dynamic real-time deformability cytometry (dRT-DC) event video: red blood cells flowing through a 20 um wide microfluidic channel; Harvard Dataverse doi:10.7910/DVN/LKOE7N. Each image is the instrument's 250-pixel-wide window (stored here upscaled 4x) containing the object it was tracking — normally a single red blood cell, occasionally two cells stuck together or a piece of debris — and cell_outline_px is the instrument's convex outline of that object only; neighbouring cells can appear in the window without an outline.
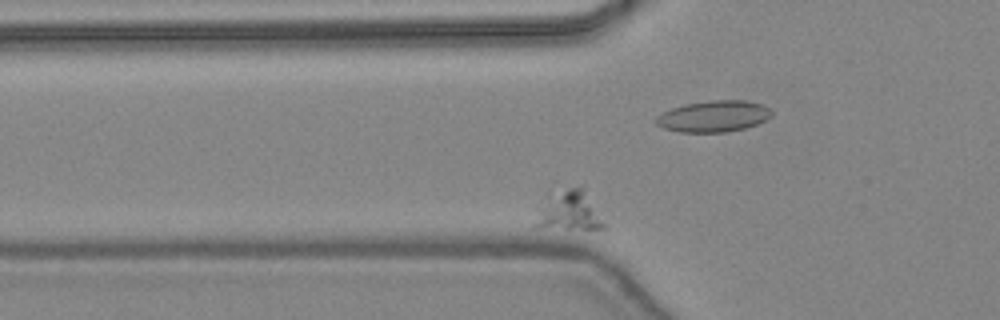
{"species": "common noctule bat (a hibernating species)", "species_latin": "Nyctalus noctula", "temperature_condition": "warm", "stored_images_in_passage": 42, "camera_frame_rate_fps": 3000, "um_per_image_px": 0.085, "animal": {"sex": "female", "body_mass_g": 24.6, "forearm_length_mm": 56.2}, "frame": {"image": 1, "passage_image": 16, "time_ms": 5.0, "image_size_px": [1000, 320], "cell_outline_px": [[608, 224], [604, 228], [532, 228], [540, 208], [548, 192], [580, 184], [584, 188]], "centroid_in_image_um": [48.39, 17.88], "position_along_channel_um": 77.4, "area_um2": 16.42}}
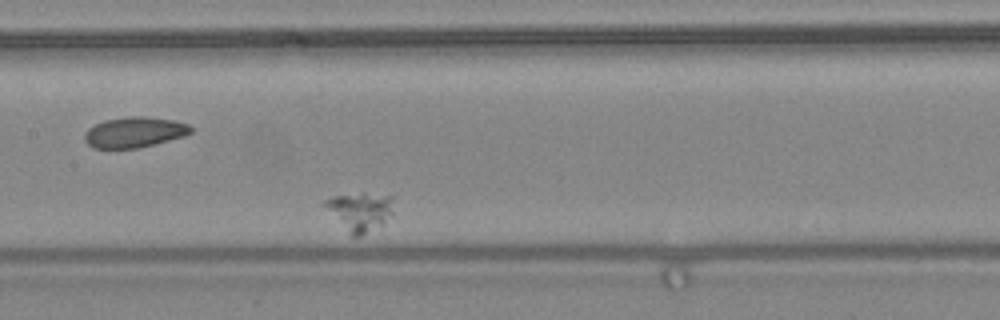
{"frame": {"image": 2, "passage_image": 25, "time_ms": 8.0, "image_size_px": [1000, 320], "cell_outline_px": [[392, 212], [380, 224], [360, 236], [352, 236], [320, 204], [324, 200], [332, 196], [360, 192], [364, 192], [392, 196]], "centroid_in_image_um": [30.51, 17.92], "position_along_channel_um": 176.9, "area_um2": 15.32}}
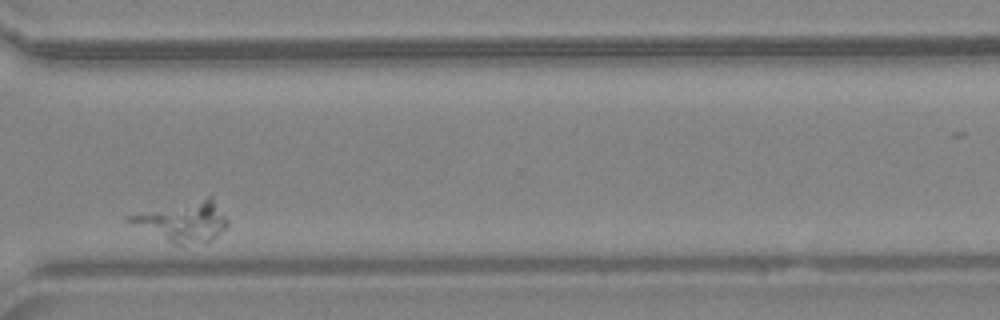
{"frame": {"image": 3, "passage_image": 40, "time_ms": 13.0, "image_size_px": [1000, 320], "cell_outline_px": [[228, 224], [208, 244], [172, 244], [124, 220], [124, 216], [208, 196], [212, 196], [228, 220]], "centroid_in_image_um": [15.57, 18.83], "position_along_channel_um": 355.0, "area_um2": 23.0}}